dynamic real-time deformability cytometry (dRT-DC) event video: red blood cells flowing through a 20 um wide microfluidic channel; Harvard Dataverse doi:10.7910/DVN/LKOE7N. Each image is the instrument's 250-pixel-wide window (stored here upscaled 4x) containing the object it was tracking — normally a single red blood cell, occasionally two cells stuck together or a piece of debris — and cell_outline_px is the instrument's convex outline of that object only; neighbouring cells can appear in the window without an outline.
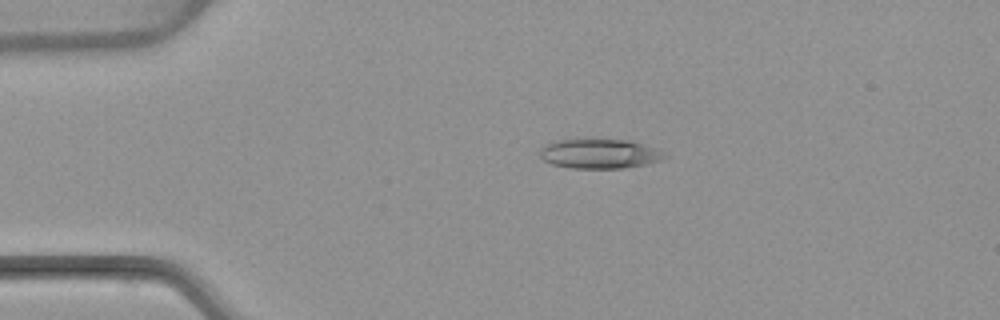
{"species": "common noctule bat (a hibernating species)", "species_latin": "Nyctalus noctula", "temperature_condition": "warm", "stored_images_in_passage": 54, "camera_frame_rate_fps": 3000, "um_per_image_px": 0.085, "animal": {"sex": "female", "body_mass_g": 22.7, "forearm_length_mm": 54.2}, "frame": {"image": 1, "passage_image": 12, "time_ms": 3.667, "image_size_px": [1000, 320], "cell_outline_px": [[668, 156], [660, 160], [648, 164], [624, 168], [572, 168], [552, 164], [544, 160], [540, 156], [540, 148], [552, 140], [584, 136], [592, 136], [628, 140], [664, 152]], "centroid_in_image_um": [50.88, 13.01], "position_along_channel_um": 34.1, "area_um2": 22.43}}
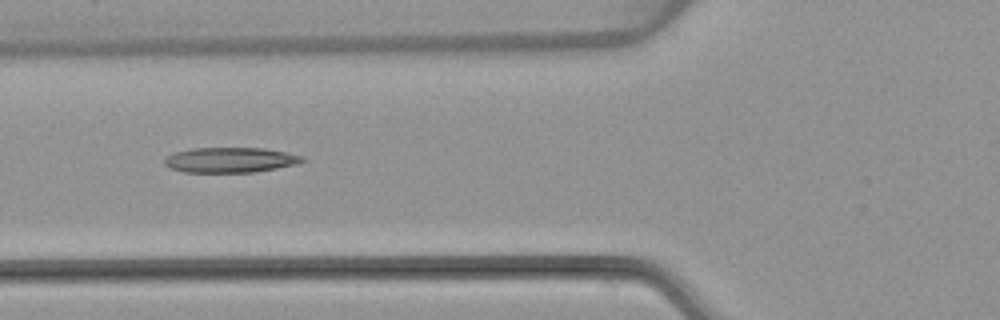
{"frame": {"image": 2, "passage_image": 21, "time_ms": 6.667, "image_size_px": [1000, 320], "cell_outline_px": [[308, 160], [296, 164], [276, 168], [252, 172], [184, 172], [168, 168], [164, 164], [164, 160], [168, 156], [176, 152], [192, 148], [264, 148], [304, 156]], "centroid_in_image_um": [19.58, 13.6], "position_along_channel_um": 106.2, "area_um2": 20.17}}
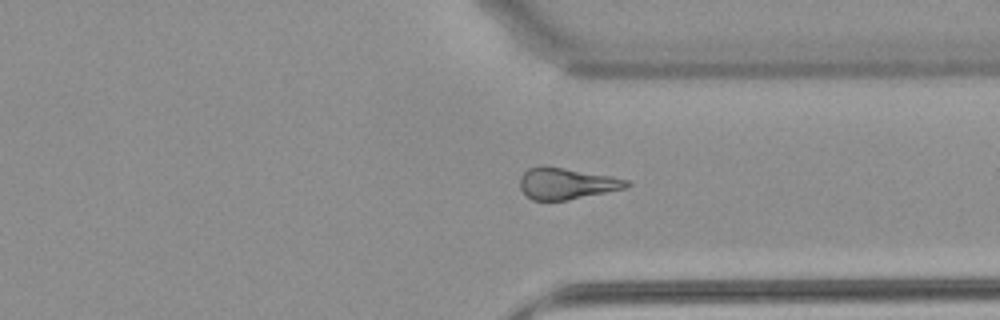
{"frame": {"image": 3, "passage_image": 41, "time_ms": 13.333, "image_size_px": [1000, 320], "cell_outline_px": [[632, 184], [628, 188], [568, 200], [532, 200], [520, 188], [520, 176], [528, 168], [540, 164], [544, 164], [612, 176], [632, 180]], "centroid_in_image_um": [48.2, 15.57], "position_along_channel_um": 363.2, "area_um2": 20.0}, "authors_computed_cell_mechanics": {"area_um2": 20.6346, "velocity_mm_per_s": 3.8575, "shape_relaxation_time_tau1_ms": null, "shape_relaxation_time_tau2_ms": 6.0641, "deformation_change_tau1": null, "deformation_change_tau2": 0.1998}}